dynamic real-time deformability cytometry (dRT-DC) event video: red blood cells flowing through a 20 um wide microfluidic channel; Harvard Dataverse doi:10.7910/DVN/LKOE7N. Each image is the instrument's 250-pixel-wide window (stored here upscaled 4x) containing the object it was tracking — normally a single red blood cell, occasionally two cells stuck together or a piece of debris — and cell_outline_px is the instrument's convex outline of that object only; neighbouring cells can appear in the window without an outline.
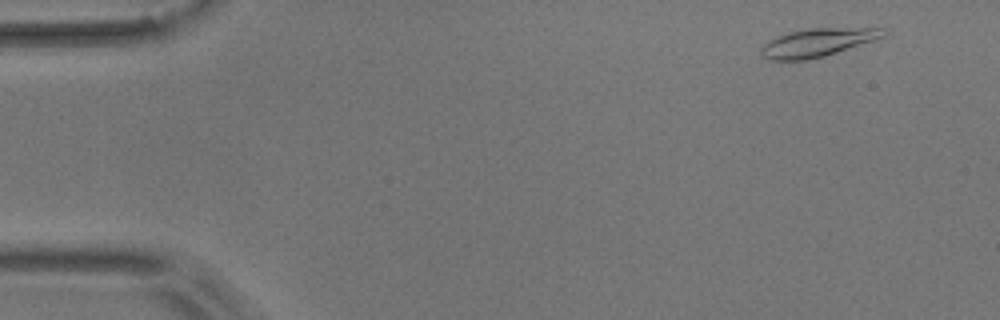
{"species": "common noctule bat (a hibernating species)", "species_latin": "Nyctalus noctula", "temperature_condition": "room temperature", "stored_images_in_passage": 4, "camera_frame_rate_fps": 3000, "um_per_image_px": 0.085, "animal": {"sex": "male", "body_mass_g": 17.9}, "frame": {"image": 1, "passage_image": 1, "time_ms": 0.0, "image_size_px": [1000, 320], "cell_outline_px": [[888, 32], [884, 36], [824, 56], [804, 60], [768, 60], [760, 52], [760, 48], [768, 40], [776, 36], [788, 32], [812, 28], [884, 28]], "centroid_in_image_um": [69.43, 3.61], "position_along_channel_um": 15.6, "area_um2": 19.83}}